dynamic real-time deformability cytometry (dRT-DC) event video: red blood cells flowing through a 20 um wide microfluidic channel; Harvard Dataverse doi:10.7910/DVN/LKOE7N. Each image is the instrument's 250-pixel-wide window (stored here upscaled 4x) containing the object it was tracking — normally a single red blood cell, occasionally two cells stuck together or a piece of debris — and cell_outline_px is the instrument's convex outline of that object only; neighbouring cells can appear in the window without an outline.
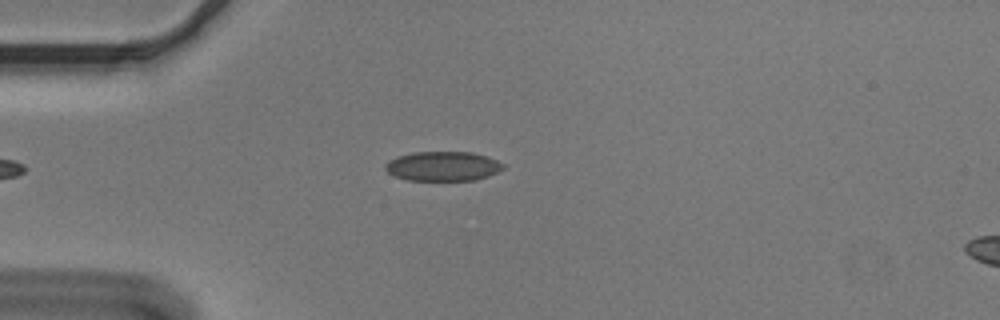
{"species": "Egyptian fruit bat (a non-hibernating species)", "species_latin": "Rousettus aegyptiacus", "temperature_condition": "cold", "stored_images_in_passage": 5, "camera_frame_rate_fps": 3000, "um_per_image_px": 0.085, "animal": {"sex": "male"}, "frame": {"image": 1, "passage_image": 5, "time_ms": 1.333, "image_size_px": [1000, 320], "cell_outline_px": [[504, 168], [488, 176], [476, 180], [408, 180], [396, 176], [388, 172], [384, 168], [384, 164], [388, 160], [396, 156], [412, 152], [472, 152], [488, 156], [504, 164]], "centroid_in_image_um": [37.63, 14.12], "position_along_channel_um": 47.4, "area_um2": 20.35}}